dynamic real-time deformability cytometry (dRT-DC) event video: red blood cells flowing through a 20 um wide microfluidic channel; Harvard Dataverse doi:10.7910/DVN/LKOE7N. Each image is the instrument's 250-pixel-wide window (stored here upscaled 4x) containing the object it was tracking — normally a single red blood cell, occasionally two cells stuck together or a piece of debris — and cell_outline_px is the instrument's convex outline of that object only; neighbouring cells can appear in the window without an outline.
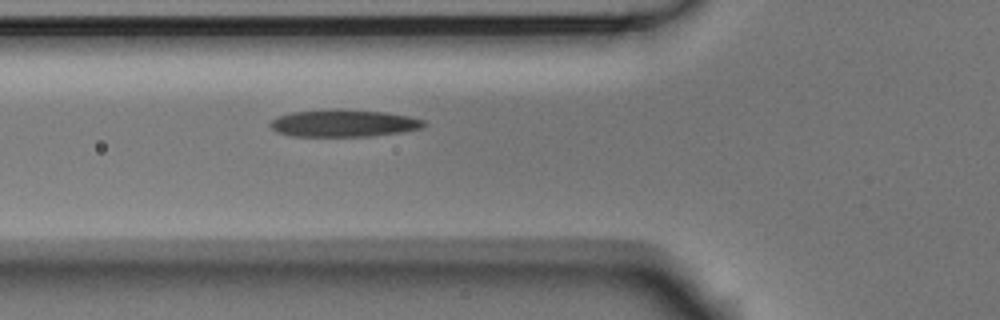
{"species": "Egyptian fruit bat (a non-hibernating species)", "species_latin": "Rousettus aegyptiacus", "temperature_condition": "room temperature", "stored_images_in_passage": 2, "camera_frame_rate_fps": 3000, "um_per_image_px": 0.085, "animal": {"sex": "male"}, "frame": {"image": 1, "passage_image": 2, "time_ms": 0.333, "image_size_px": [1000, 320], "cell_outline_px": [[428, 124], [420, 128], [400, 132], [372, 136], [292, 136], [276, 132], [268, 124], [276, 116], [292, 112], [340, 108], [384, 112], [408, 116], [424, 120]], "centroid_in_image_um": [29.18, 10.46], "position_along_channel_um": 96.6, "area_um2": 24.51}}